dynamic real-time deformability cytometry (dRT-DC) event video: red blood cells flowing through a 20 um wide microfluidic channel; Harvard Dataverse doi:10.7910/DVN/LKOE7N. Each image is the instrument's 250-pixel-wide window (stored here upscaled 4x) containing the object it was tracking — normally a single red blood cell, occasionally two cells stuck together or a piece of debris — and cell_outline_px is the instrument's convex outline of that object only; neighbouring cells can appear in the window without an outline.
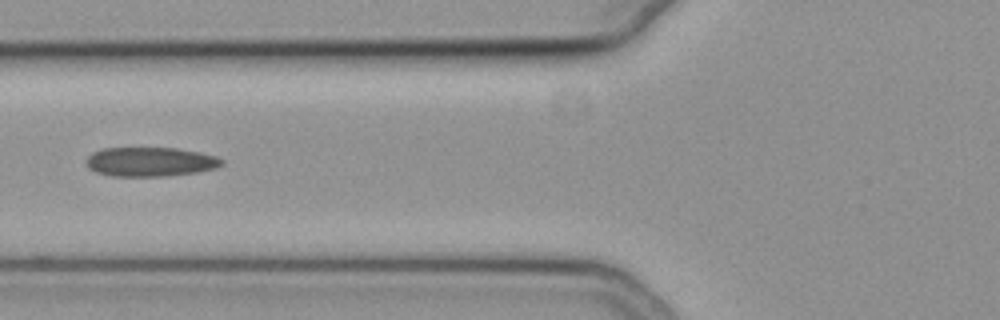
{"species": "common noctule bat (a hibernating species)", "species_latin": "Nyctalus noctula", "temperature_condition": "cold", "stored_images_in_passage": 22, "camera_frame_rate_fps": 3000, "um_per_image_px": 0.085, "animal": {"sex": "female", "body_mass_g": 19.3, "forearm_length_mm": 54.1}, "frame": {"image": 1, "passage_image": 4, "time_ms": 1.0, "image_size_px": [1000, 320], "cell_outline_px": [[224, 164], [216, 168], [196, 172], [164, 176], [112, 176], [96, 172], [88, 168], [88, 156], [92, 152], [104, 148], [176, 148], [200, 152], [216, 156], [224, 160]], "centroid_in_image_um": [12.8, 13.75], "position_along_channel_um": 113.0, "area_um2": 23.06}}
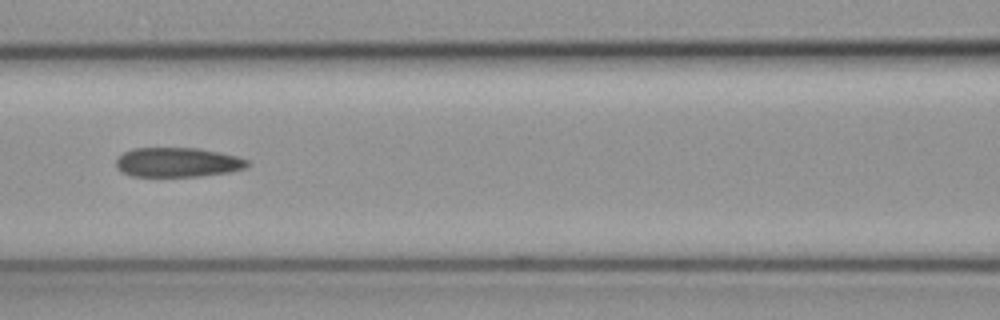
{"frame": {"image": 2, "passage_image": 7, "time_ms": 2.0, "image_size_px": [1000, 320], "cell_outline_px": [[248, 168], [232, 172], [200, 176], [132, 176], [120, 172], [116, 168], [116, 160], [124, 152], [136, 148], [196, 148], [220, 152], [236, 156], [248, 160]], "centroid_in_image_um": [15.11, 13.8], "position_along_channel_um": 151.5, "area_um2": 22.66}}